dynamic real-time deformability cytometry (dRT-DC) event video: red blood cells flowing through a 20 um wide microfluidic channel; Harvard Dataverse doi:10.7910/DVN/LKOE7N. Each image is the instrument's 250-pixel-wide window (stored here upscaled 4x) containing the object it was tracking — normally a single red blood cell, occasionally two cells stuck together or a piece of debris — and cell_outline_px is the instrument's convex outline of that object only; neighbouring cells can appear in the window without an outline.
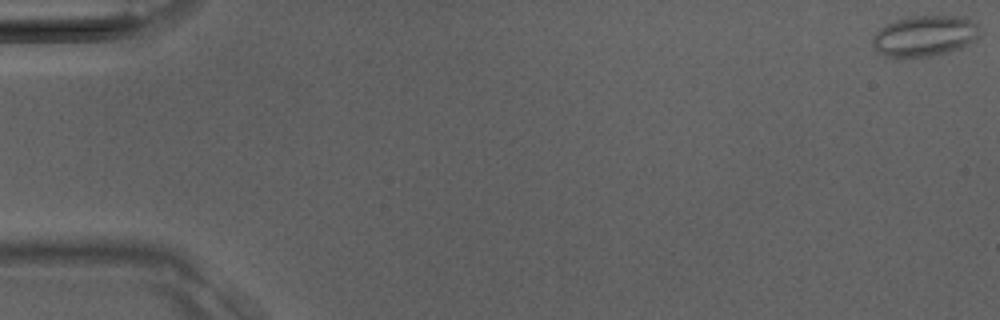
{"species": "Egyptian fruit bat (a non-hibernating species)", "species_latin": "Rousettus aegyptiacus", "temperature_condition": "room temperature", "stored_images_in_passage": 3, "camera_frame_rate_fps": 3000, "um_per_image_px": 0.085, "animal": {"sex": "male"}, "frame": {"image": 1, "passage_image": 1, "time_ms": 0.0, "image_size_px": [1000, 320], "cell_outline_px": [[980, 36], [976, 40], [960, 48], [928, 56], [896, 60], [884, 56], [872, 48], [872, 36], [884, 24], [908, 16], [960, 16], [976, 24], [980, 28]], "centroid_in_image_um": [78.52, 3.08], "position_along_channel_um": 6.5, "area_um2": 26.01}}